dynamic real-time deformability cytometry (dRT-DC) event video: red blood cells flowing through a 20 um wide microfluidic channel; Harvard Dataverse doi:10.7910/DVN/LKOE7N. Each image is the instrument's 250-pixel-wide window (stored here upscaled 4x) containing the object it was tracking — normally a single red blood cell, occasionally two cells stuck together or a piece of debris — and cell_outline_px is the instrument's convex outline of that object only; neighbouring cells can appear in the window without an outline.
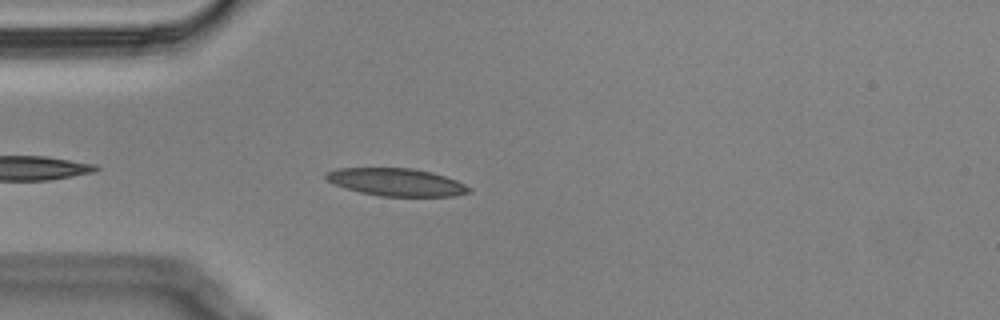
{"species": "Egyptian fruit bat (a non-hibernating species)", "species_latin": "Rousettus aegyptiacus", "temperature_condition": "cold", "stored_images_in_passage": 9, "camera_frame_rate_fps": 3000, "um_per_image_px": 0.085, "animal": {"sex": "male"}, "frame": {"image": 1, "passage_image": 4, "time_ms": 1.0, "image_size_px": [1000, 320], "cell_outline_px": [[472, 192], [452, 196], [380, 196], [360, 192], [344, 188], [332, 184], [324, 180], [324, 176], [328, 172], [336, 168], [412, 168], [432, 172], [456, 180], [472, 188]], "centroid_in_image_um": [33.66, 15.48], "position_along_channel_um": 51.3, "area_um2": 23.18}}